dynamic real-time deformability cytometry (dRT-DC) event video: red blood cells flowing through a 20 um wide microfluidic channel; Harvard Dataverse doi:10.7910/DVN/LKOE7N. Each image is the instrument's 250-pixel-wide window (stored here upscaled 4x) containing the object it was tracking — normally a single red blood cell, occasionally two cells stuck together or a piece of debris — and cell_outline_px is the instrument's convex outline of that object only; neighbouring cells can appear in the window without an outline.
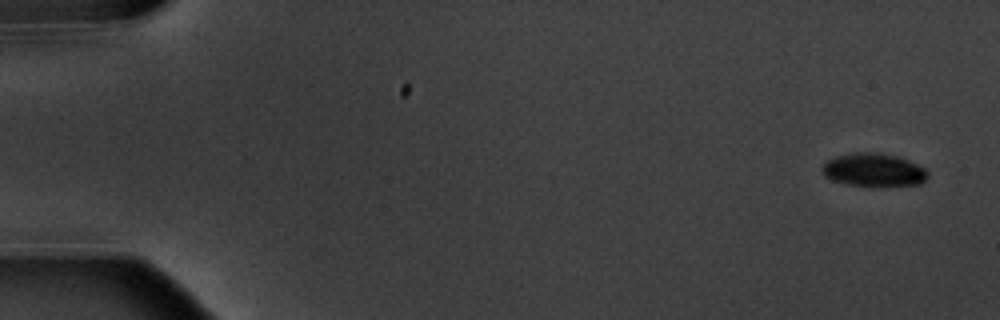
{"species": "common noctule bat (a hibernating species)", "species_latin": "Nyctalus noctula", "temperature_condition": "warm", "stored_images_in_passage": 11, "camera_frame_rate_fps": 3000, "um_per_image_px": 0.085, "animal": {"sex": "male", "body_mass_g": 20.1, "forearm_length_mm": 53.5}, "frame": {"image": 1, "passage_image": 1, "time_ms": 0.0, "image_size_px": [1000, 320], "cell_outline_px": [[928, 176], [920, 184], [880, 188], [872, 188], [848, 184], [832, 180], [824, 176], [820, 168], [828, 160], [836, 156], [860, 152], [872, 152], [896, 156], [908, 160], [924, 168], [928, 172]], "centroid_in_image_um": [74.26, 14.49], "position_along_channel_um": 10.7, "area_um2": 20.81}}
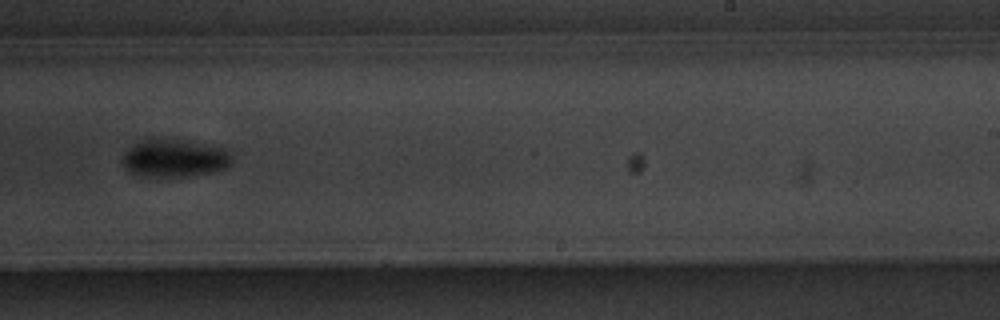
{"frame": {"image": 2, "passage_image": 10, "time_ms": 11.333, "image_size_px": [1000, 320], "cell_outline_px": [[232, 160], [228, 168], [216, 172], [188, 176], [144, 176], [128, 172], [124, 168], [120, 160], [124, 152], [136, 144], [144, 140], [188, 140], [228, 148], [232, 156]], "centroid_in_image_um": [14.89, 13.46], "position_along_channel_um": 274.1, "area_um2": 24.33}}
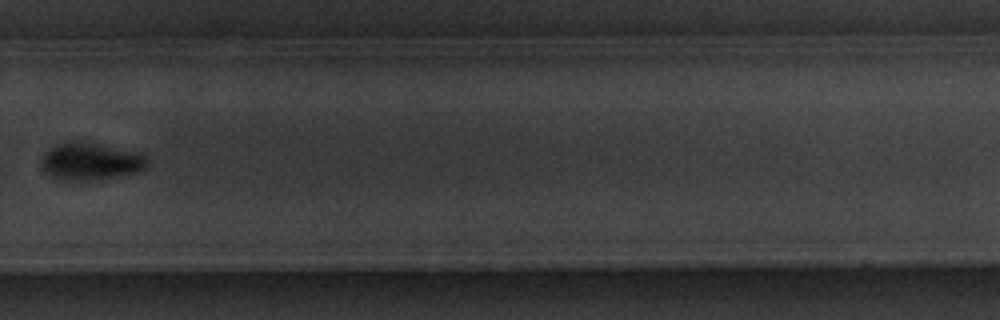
{"frame": {"image": 3, "passage_image": 11, "time_ms": 12.667, "image_size_px": [1000, 320], "cell_outline_px": [[148, 164], [144, 172], [100, 180], [64, 180], [52, 176], [44, 168], [40, 160], [44, 152], [56, 144], [92, 144], [140, 152], [148, 160]], "centroid_in_image_um": [7.79, 13.78], "position_along_channel_um": 322.0, "area_um2": 22.6}}